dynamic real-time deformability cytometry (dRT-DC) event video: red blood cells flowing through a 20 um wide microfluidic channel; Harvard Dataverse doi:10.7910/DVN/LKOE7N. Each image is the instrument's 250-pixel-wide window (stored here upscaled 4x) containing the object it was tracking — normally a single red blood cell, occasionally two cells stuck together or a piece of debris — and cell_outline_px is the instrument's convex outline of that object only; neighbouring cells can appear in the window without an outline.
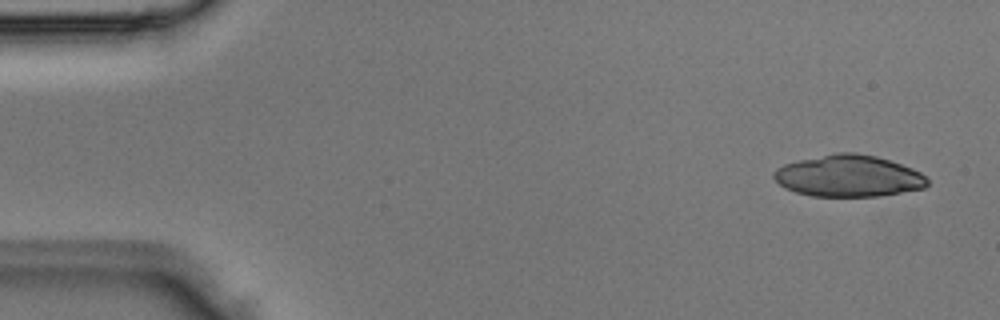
{"species": "Egyptian fruit bat (a non-hibernating species)", "species_latin": "Rousettus aegyptiacus", "temperature_condition": "room temperature", "stored_images_in_passage": 4, "camera_frame_rate_fps": 3000, "um_per_image_px": 0.085, "animal": {"sex": "male"}, "frame": {"image": 1, "passage_image": 1, "time_ms": 0.0, "image_size_px": [1000, 320], "cell_outline_px": [[928, 184], [924, 188], [876, 196], [812, 196], [796, 192], [784, 188], [772, 176], [772, 172], [776, 168], [784, 164], [800, 160], [836, 152], [856, 152], [876, 156], [912, 168], [920, 172], [928, 180]], "centroid_in_image_um": [72.09, 14.95], "position_along_channel_um": 12.9, "area_um2": 37.11}}